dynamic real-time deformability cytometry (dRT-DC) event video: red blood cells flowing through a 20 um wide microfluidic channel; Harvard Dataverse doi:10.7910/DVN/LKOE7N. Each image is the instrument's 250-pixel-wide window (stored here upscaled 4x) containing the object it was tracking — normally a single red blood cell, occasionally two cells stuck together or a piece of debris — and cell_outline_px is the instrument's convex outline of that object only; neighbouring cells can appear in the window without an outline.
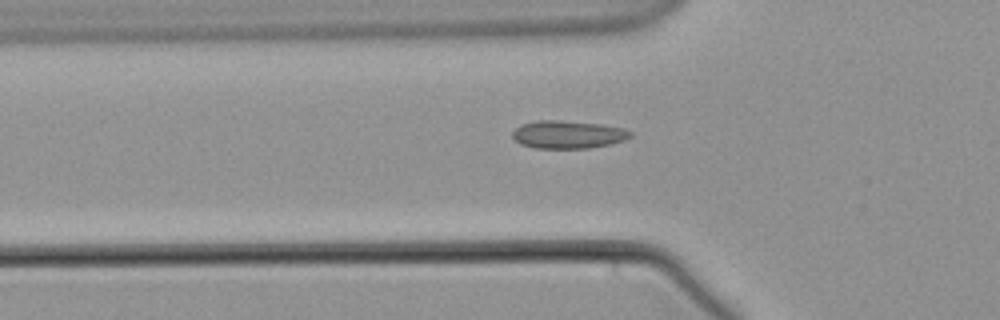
{"species": "common noctule bat (a hibernating species)", "species_latin": "Nyctalus noctula", "temperature_condition": "warm", "stored_images_in_passage": 36, "camera_frame_rate_fps": 3000, "um_per_image_px": 0.085, "animal": {"sex": "male", "body_mass_g": 21.5, "forearm_length_mm": 52.0}, "frame": {"image": 1, "passage_image": 2, "time_ms": 0.333, "image_size_px": [1000, 320], "cell_outline_px": [[632, 136], [624, 140], [612, 144], [588, 148], [536, 148], [520, 144], [512, 136], [512, 132], [520, 124], [536, 120], [560, 120], [600, 124], [624, 128], [632, 132]], "centroid_in_image_um": [48.28, 11.43], "position_along_channel_um": 77.5, "area_um2": 19.25}}
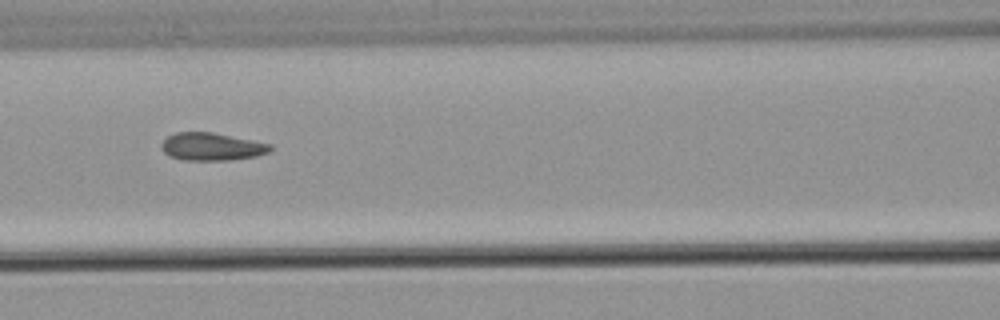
{"frame": {"image": 2, "passage_image": 8, "time_ms": 2.333, "image_size_px": [1000, 320], "cell_outline_px": [[272, 148], [268, 152], [256, 156], [228, 160], [184, 160], [168, 156], [164, 152], [160, 144], [168, 136], [176, 132], [212, 132], [272, 144]], "centroid_in_image_um": [17.98, 12.46], "position_along_channel_um": 148.6, "area_um2": 17.51}}
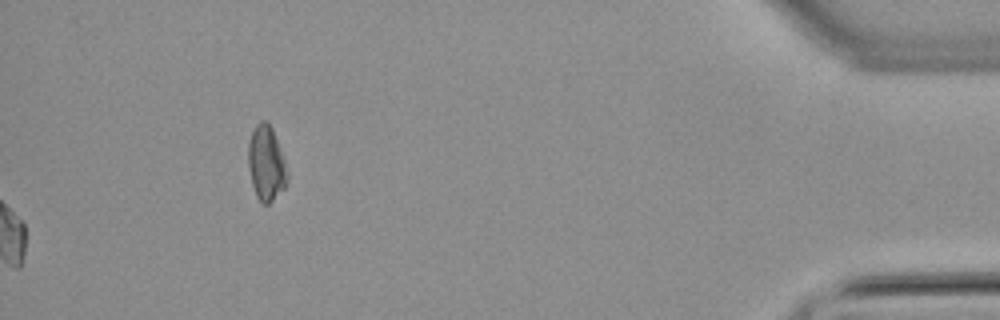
{"frame": {"image": 3, "passage_image": 36, "time_ms": 11.667, "image_size_px": [1000, 320], "cell_outline_px": [[288, 180], [284, 188], [268, 204], [260, 204], [256, 196], [252, 184], [248, 168], [248, 144], [252, 132], [256, 124], [260, 120], [268, 120], [272, 128], [284, 160], [288, 176]], "centroid_in_image_um": [22.61, 13.88], "position_along_channel_um": 412.6, "area_um2": 17.05}}